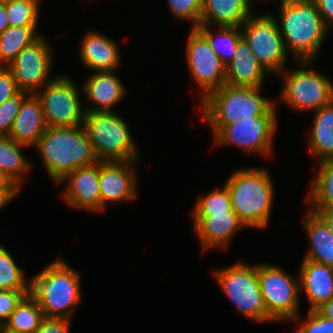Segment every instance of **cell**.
I'll return each mask as SVG.
<instances>
[{"mask_svg":"<svg viewBox=\"0 0 333 333\" xmlns=\"http://www.w3.org/2000/svg\"><path fill=\"white\" fill-rule=\"evenodd\" d=\"M33 148L55 184L77 168L99 161L82 125L47 128Z\"/></svg>","mask_w":333,"mask_h":333,"instance_id":"obj_1","label":"cell"},{"mask_svg":"<svg viewBox=\"0 0 333 333\" xmlns=\"http://www.w3.org/2000/svg\"><path fill=\"white\" fill-rule=\"evenodd\" d=\"M276 20L287 52L294 61H313L329 30L313 0H283Z\"/></svg>","mask_w":333,"mask_h":333,"instance_id":"obj_2","label":"cell"},{"mask_svg":"<svg viewBox=\"0 0 333 333\" xmlns=\"http://www.w3.org/2000/svg\"><path fill=\"white\" fill-rule=\"evenodd\" d=\"M267 168H239L225 181L232 208L239 220L250 229L268 227L275 201V185Z\"/></svg>","mask_w":333,"mask_h":333,"instance_id":"obj_3","label":"cell"},{"mask_svg":"<svg viewBox=\"0 0 333 333\" xmlns=\"http://www.w3.org/2000/svg\"><path fill=\"white\" fill-rule=\"evenodd\" d=\"M58 256L31 277L30 295L45 317L72 319L82 301L81 273Z\"/></svg>","mask_w":333,"mask_h":333,"instance_id":"obj_4","label":"cell"},{"mask_svg":"<svg viewBox=\"0 0 333 333\" xmlns=\"http://www.w3.org/2000/svg\"><path fill=\"white\" fill-rule=\"evenodd\" d=\"M263 87H242L223 84L201 103V119L206 121L213 138L238 119H258L266 115L278 100L263 97Z\"/></svg>","mask_w":333,"mask_h":333,"instance_id":"obj_5","label":"cell"},{"mask_svg":"<svg viewBox=\"0 0 333 333\" xmlns=\"http://www.w3.org/2000/svg\"><path fill=\"white\" fill-rule=\"evenodd\" d=\"M118 112H85L82 127L99 161H142L129 124Z\"/></svg>","mask_w":333,"mask_h":333,"instance_id":"obj_6","label":"cell"},{"mask_svg":"<svg viewBox=\"0 0 333 333\" xmlns=\"http://www.w3.org/2000/svg\"><path fill=\"white\" fill-rule=\"evenodd\" d=\"M217 284L240 315L254 323H270L257 276V264L237 262L213 272Z\"/></svg>","mask_w":333,"mask_h":333,"instance_id":"obj_7","label":"cell"},{"mask_svg":"<svg viewBox=\"0 0 333 333\" xmlns=\"http://www.w3.org/2000/svg\"><path fill=\"white\" fill-rule=\"evenodd\" d=\"M313 62L295 61L297 69L286 68L278 75L284 80L278 100L296 112H313L333 100V81L315 71Z\"/></svg>","mask_w":333,"mask_h":333,"instance_id":"obj_8","label":"cell"},{"mask_svg":"<svg viewBox=\"0 0 333 333\" xmlns=\"http://www.w3.org/2000/svg\"><path fill=\"white\" fill-rule=\"evenodd\" d=\"M254 11L242 24V36L258 63L270 75H280L286 67L289 53L280 34L276 15Z\"/></svg>","mask_w":333,"mask_h":333,"instance_id":"obj_9","label":"cell"},{"mask_svg":"<svg viewBox=\"0 0 333 333\" xmlns=\"http://www.w3.org/2000/svg\"><path fill=\"white\" fill-rule=\"evenodd\" d=\"M289 273L275 264L257 263L263 302L273 323L292 321L300 314L299 275L296 277Z\"/></svg>","mask_w":333,"mask_h":333,"instance_id":"obj_10","label":"cell"},{"mask_svg":"<svg viewBox=\"0 0 333 333\" xmlns=\"http://www.w3.org/2000/svg\"><path fill=\"white\" fill-rule=\"evenodd\" d=\"M276 108L277 104L258 119H238L235 124L225 126L213 138L214 145L237 147L241 151L270 158L278 125Z\"/></svg>","mask_w":333,"mask_h":333,"instance_id":"obj_11","label":"cell"},{"mask_svg":"<svg viewBox=\"0 0 333 333\" xmlns=\"http://www.w3.org/2000/svg\"><path fill=\"white\" fill-rule=\"evenodd\" d=\"M80 92L71 77L59 73L36 93L43 106L47 128L82 125L85 111Z\"/></svg>","mask_w":333,"mask_h":333,"instance_id":"obj_12","label":"cell"},{"mask_svg":"<svg viewBox=\"0 0 333 333\" xmlns=\"http://www.w3.org/2000/svg\"><path fill=\"white\" fill-rule=\"evenodd\" d=\"M186 42V63L191 78L199 87L200 102L226 82V65L196 29L189 30Z\"/></svg>","mask_w":333,"mask_h":333,"instance_id":"obj_13","label":"cell"},{"mask_svg":"<svg viewBox=\"0 0 333 333\" xmlns=\"http://www.w3.org/2000/svg\"><path fill=\"white\" fill-rule=\"evenodd\" d=\"M50 45L41 35L7 66L21 91L36 94L56 76H50L55 56Z\"/></svg>","mask_w":333,"mask_h":333,"instance_id":"obj_14","label":"cell"},{"mask_svg":"<svg viewBox=\"0 0 333 333\" xmlns=\"http://www.w3.org/2000/svg\"><path fill=\"white\" fill-rule=\"evenodd\" d=\"M142 161H99L101 212L107 203L131 202L138 196L135 169Z\"/></svg>","mask_w":333,"mask_h":333,"instance_id":"obj_15","label":"cell"},{"mask_svg":"<svg viewBox=\"0 0 333 333\" xmlns=\"http://www.w3.org/2000/svg\"><path fill=\"white\" fill-rule=\"evenodd\" d=\"M64 183V184H63ZM67 185L61 193L66 205L77 210L101 213L99 161L69 173L58 185Z\"/></svg>","mask_w":333,"mask_h":333,"instance_id":"obj_16","label":"cell"},{"mask_svg":"<svg viewBox=\"0 0 333 333\" xmlns=\"http://www.w3.org/2000/svg\"><path fill=\"white\" fill-rule=\"evenodd\" d=\"M84 82L81 93L90 103L83 106L85 112H115L112 108L127 96L128 90L115 70L94 72Z\"/></svg>","mask_w":333,"mask_h":333,"instance_id":"obj_17","label":"cell"},{"mask_svg":"<svg viewBox=\"0 0 333 333\" xmlns=\"http://www.w3.org/2000/svg\"><path fill=\"white\" fill-rule=\"evenodd\" d=\"M191 220L204 252L214 248L227 250L238 230L246 228L234 210L210 216H191Z\"/></svg>","mask_w":333,"mask_h":333,"instance_id":"obj_18","label":"cell"},{"mask_svg":"<svg viewBox=\"0 0 333 333\" xmlns=\"http://www.w3.org/2000/svg\"><path fill=\"white\" fill-rule=\"evenodd\" d=\"M117 44L111 37L90 29L80 41L79 59L92 72L116 71L122 62Z\"/></svg>","mask_w":333,"mask_h":333,"instance_id":"obj_19","label":"cell"},{"mask_svg":"<svg viewBox=\"0 0 333 333\" xmlns=\"http://www.w3.org/2000/svg\"><path fill=\"white\" fill-rule=\"evenodd\" d=\"M298 272L300 295L305 293L309 311L317 310L333 297L332 267L303 259Z\"/></svg>","mask_w":333,"mask_h":333,"instance_id":"obj_20","label":"cell"},{"mask_svg":"<svg viewBox=\"0 0 333 333\" xmlns=\"http://www.w3.org/2000/svg\"><path fill=\"white\" fill-rule=\"evenodd\" d=\"M46 129L41 100L29 93L21 103L8 136L17 143L34 147Z\"/></svg>","mask_w":333,"mask_h":333,"instance_id":"obj_21","label":"cell"},{"mask_svg":"<svg viewBox=\"0 0 333 333\" xmlns=\"http://www.w3.org/2000/svg\"><path fill=\"white\" fill-rule=\"evenodd\" d=\"M268 73L258 63L248 43L242 38L233 56L226 65V84L242 87H263Z\"/></svg>","mask_w":333,"mask_h":333,"instance_id":"obj_22","label":"cell"},{"mask_svg":"<svg viewBox=\"0 0 333 333\" xmlns=\"http://www.w3.org/2000/svg\"><path fill=\"white\" fill-rule=\"evenodd\" d=\"M307 210L302 218V227L306 231L310 247L303 259L333 268V233L317 213Z\"/></svg>","mask_w":333,"mask_h":333,"instance_id":"obj_23","label":"cell"},{"mask_svg":"<svg viewBox=\"0 0 333 333\" xmlns=\"http://www.w3.org/2000/svg\"><path fill=\"white\" fill-rule=\"evenodd\" d=\"M253 11L247 0H203L199 24L242 26Z\"/></svg>","mask_w":333,"mask_h":333,"instance_id":"obj_24","label":"cell"},{"mask_svg":"<svg viewBox=\"0 0 333 333\" xmlns=\"http://www.w3.org/2000/svg\"><path fill=\"white\" fill-rule=\"evenodd\" d=\"M313 124L310 131L308 153L316 162L333 159V100L313 111Z\"/></svg>","mask_w":333,"mask_h":333,"instance_id":"obj_25","label":"cell"},{"mask_svg":"<svg viewBox=\"0 0 333 333\" xmlns=\"http://www.w3.org/2000/svg\"><path fill=\"white\" fill-rule=\"evenodd\" d=\"M25 147L29 146L17 143L9 136H0V170L20 188L24 184L25 176L33 168V164L22 153V148Z\"/></svg>","mask_w":333,"mask_h":333,"instance_id":"obj_26","label":"cell"},{"mask_svg":"<svg viewBox=\"0 0 333 333\" xmlns=\"http://www.w3.org/2000/svg\"><path fill=\"white\" fill-rule=\"evenodd\" d=\"M317 165L306 205L308 209H333V159L320 160Z\"/></svg>","mask_w":333,"mask_h":333,"instance_id":"obj_27","label":"cell"},{"mask_svg":"<svg viewBox=\"0 0 333 333\" xmlns=\"http://www.w3.org/2000/svg\"><path fill=\"white\" fill-rule=\"evenodd\" d=\"M196 29L207 39L225 65L233 59L237 45L243 38L241 26H218L217 29H211L209 25L199 24ZM213 30H217L216 33Z\"/></svg>","mask_w":333,"mask_h":333,"instance_id":"obj_28","label":"cell"},{"mask_svg":"<svg viewBox=\"0 0 333 333\" xmlns=\"http://www.w3.org/2000/svg\"><path fill=\"white\" fill-rule=\"evenodd\" d=\"M38 26H9L0 34V66L7 67L25 47L36 41Z\"/></svg>","mask_w":333,"mask_h":333,"instance_id":"obj_29","label":"cell"},{"mask_svg":"<svg viewBox=\"0 0 333 333\" xmlns=\"http://www.w3.org/2000/svg\"><path fill=\"white\" fill-rule=\"evenodd\" d=\"M43 317L37 301L29 294L12 312L3 327L14 333H35Z\"/></svg>","mask_w":333,"mask_h":333,"instance_id":"obj_30","label":"cell"},{"mask_svg":"<svg viewBox=\"0 0 333 333\" xmlns=\"http://www.w3.org/2000/svg\"><path fill=\"white\" fill-rule=\"evenodd\" d=\"M31 278L17 265L12 254L0 245V290L30 291Z\"/></svg>","mask_w":333,"mask_h":333,"instance_id":"obj_31","label":"cell"},{"mask_svg":"<svg viewBox=\"0 0 333 333\" xmlns=\"http://www.w3.org/2000/svg\"><path fill=\"white\" fill-rule=\"evenodd\" d=\"M191 216H210L233 210L228 189L225 184L217 186L212 191L198 196Z\"/></svg>","mask_w":333,"mask_h":333,"instance_id":"obj_32","label":"cell"},{"mask_svg":"<svg viewBox=\"0 0 333 333\" xmlns=\"http://www.w3.org/2000/svg\"><path fill=\"white\" fill-rule=\"evenodd\" d=\"M41 0H5L9 26H38Z\"/></svg>","mask_w":333,"mask_h":333,"instance_id":"obj_33","label":"cell"},{"mask_svg":"<svg viewBox=\"0 0 333 333\" xmlns=\"http://www.w3.org/2000/svg\"><path fill=\"white\" fill-rule=\"evenodd\" d=\"M166 2L175 20L192 22V28L199 25L203 0H167Z\"/></svg>","mask_w":333,"mask_h":333,"instance_id":"obj_34","label":"cell"},{"mask_svg":"<svg viewBox=\"0 0 333 333\" xmlns=\"http://www.w3.org/2000/svg\"><path fill=\"white\" fill-rule=\"evenodd\" d=\"M299 314L291 322L297 325L293 333H333V320L321 315L317 310L307 312L305 319Z\"/></svg>","mask_w":333,"mask_h":333,"instance_id":"obj_35","label":"cell"},{"mask_svg":"<svg viewBox=\"0 0 333 333\" xmlns=\"http://www.w3.org/2000/svg\"><path fill=\"white\" fill-rule=\"evenodd\" d=\"M28 94L27 92L20 91L17 95L8 98L0 106V136L9 135L21 103Z\"/></svg>","mask_w":333,"mask_h":333,"instance_id":"obj_36","label":"cell"},{"mask_svg":"<svg viewBox=\"0 0 333 333\" xmlns=\"http://www.w3.org/2000/svg\"><path fill=\"white\" fill-rule=\"evenodd\" d=\"M30 291L0 290V327L9 320L12 312Z\"/></svg>","mask_w":333,"mask_h":333,"instance_id":"obj_37","label":"cell"},{"mask_svg":"<svg viewBox=\"0 0 333 333\" xmlns=\"http://www.w3.org/2000/svg\"><path fill=\"white\" fill-rule=\"evenodd\" d=\"M20 91L11 70L8 67L0 66V106Z\"/></svg>","mask_w":333,"mask_h":333,"instance_id":"obj_38","label":"cell"},{"mask_svg":"<svg viewBox=\"0 0 333 333\" xmlns=\"http://www.w3.org/2000/svg\"><path fill=\"white\" fill-rule=\"evenodd\" d=\"M71 319L43 317L35 333H70Z\"/></svg>","mask_w":333,"mask_h":333,"instance_id":"obj_39","label":"cell"},{"mask_svg":"<svg viewBox=\"0 0 333 333\" xmlns=\"http://www.w3.org/2000/svg\"><path fill=\"white\" fill-rule=\"evenodd\" d=\"M326 28L333 29V0H313Z\"/></svg>","mask_w":333,"mask_h":333,"instance_id":"obj_40","label":"cell"},{"mask_svg":"<svg viewBox=\"0 0 333 333\" xmlns=\"http://www.w3.org/2000/svg\"><path fill=\"white\" fill-rule=\"evenodd\" d=\"M20 187H0V210L5 207L21 191Z\"/></svg>","mask_w":333,"mask_h":333,"instance_id":"obj_41","label":"cell"},{"mask_svg":"<svg viewBox=\"0 0 333 333\" xmlns=\"http://www.w3.org/2000/svg\"><path fill=\"white\" fill-rule=\"evenodd\" d=\"M317 213L324 222L328 225L330 231L333 233V209H309Z\"/></svg>","mask_w":333,"mask_h":333,"instance_id":"obj_42","label":"cell"},{"mask_svg":"<svg viewBox=\"0 0 333 333\" xmlns=\"http://www.w3.org/2000/svg\"><path fill=\"white\" fill-rule=\"evenodd\" d=\"M317 311L326 318L333 320V297L319 307Z\"/></svg>","mask_w":333,"mask_h":333,"instance_id":"obj_43","label":"cell"},{"mask_svg":"<svg viewBox=\"0 0 333 333\" xmlns=\"http://www.w3.org/2000/svg\"><path fill=\"white\" fill-rule=\"evenodd\" d=\"M9 27L7 14L5 11V0H0V34Z\"/></svg>","mask_w":333,"mask_h":333,"instance_id":"obj_44","label":"cell"},{"mask_svg":"<svg viewBox=\"0 0 333 333\" xmlns=\"http://www.w3.org/2000/svg\"><path fill=\"white\" fill-rule=\"evenodd\" d=\"M0 187H19L7 174L0 170Z\"/></svg>","mask_w":333,"mask_h":333,"instance_id":"obj_45","label":"cell"},{"mask_svg":"<svg viewBox=\"0 0 333 333\" xmlns=\"http://www.w3.org/2000/svg\"><path fill=\"white\" fill-rule=\"evenodd\" d=\"M254 1L255 0H247V2H248V5H249V7L253 10V6L255 5V3H254ZM256 1H262V0H256ZM264 1H268V0H263V2ZM270 1H272V0H270ZM283 0H280V3L282 2Z\"/></svg>","mask_w":333,"mask_h":333,"instance_id":"obj_46","label":"cell"},{"mask_svg":"<svg viewBox=\"0 0 333 333\" xmlns=\"http://www.w3.org/2000/svg\"><path fill=\"white\" fill-rule=\"evenodd\" d=\"M0 333H14V332H11L7 329H5L3 326L0 327Z\"/></svg>","mask_w":333,"mask_h":333,"instance_id":"obj_47","label":"cell"}]
</instances>
